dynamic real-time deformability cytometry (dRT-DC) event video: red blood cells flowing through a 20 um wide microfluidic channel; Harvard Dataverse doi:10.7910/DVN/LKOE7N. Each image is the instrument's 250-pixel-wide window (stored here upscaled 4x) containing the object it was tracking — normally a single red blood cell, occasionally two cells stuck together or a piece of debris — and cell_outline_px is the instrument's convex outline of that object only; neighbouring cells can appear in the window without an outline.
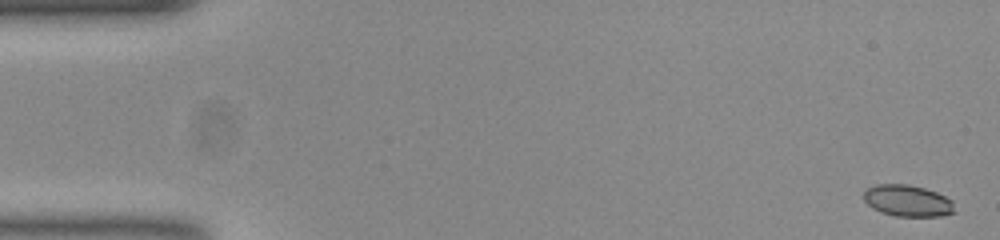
{"species": "common noctule bat (a hibernating species)", "species_latin": "Nyctalus noctula", "temperature_condition": "room temperature", "stored_images_in_passage": 21, "camera_frame_rate_fps": 3000, "um_per_image_px": 0.085, "animal": {"sex": "female", "body_mass_g": 23.0, "forearm_length_mm": 53.4}, "frame": {"image": 1, "passage_image": 1, "time_ms": 0.0, "image_size_px": [1000, 240], "cell_outline_px": [[956, 212], [940, 216], [896, 216], [880, 212], [872, 208], [864, 200], [864, 192], [868, 188], [876, 184], [908, 184], [924, 188], [936, 192], [952, 200]], "centroid_in_image_um": [77.15, 17.06], "position_along_channel_um": 7.9, "area_um2": 16.7}}
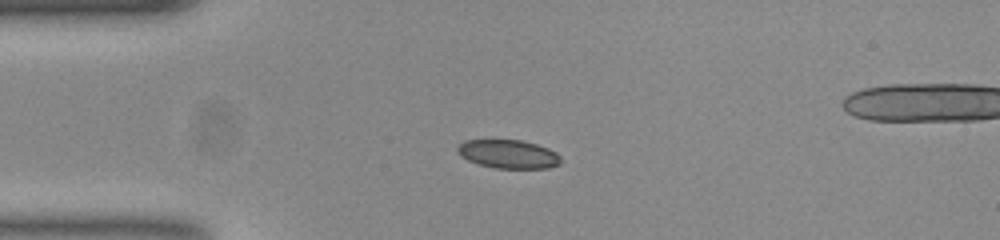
{"frame": {"image": 2, "passage_image": 13, "time_ms": 4.0, "image_size_px": [1000, 240], "cell_outline_px": [[560, 164], [548, 168], [496, 168], [480, 164], [468, 160], [460, 156], [456, 152], [456, 148], [464, 140], [520, 140], [536, 144], [548, 148], [556, 152], [560, 156]], "centroid_in_image_um": [43.2, 13.09], "position_along_channel_um": 41.8, "area_um2": 17.17}}
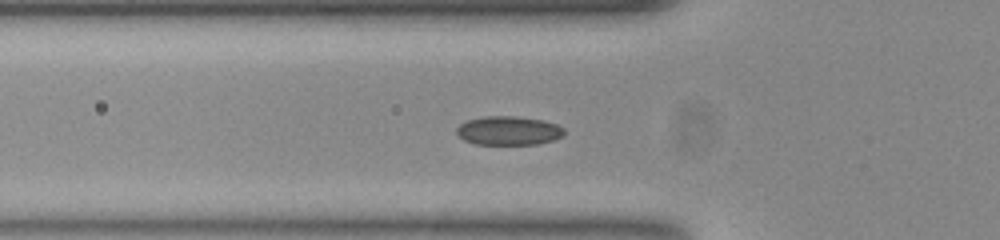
{"frame": {"image": 3, "passage_image": 18, "time_ms": 5.667, "image_size_px": [1000, 240], "cell_outline_px": [[564, 136], [552, 140], [536, 144], [476, 144], [464, 140], [456, 136], [456, 128], [460, 124], [468, 120], [484, 116], [516, 116], [544, 120], [556, 124], [564, 128]], "centroid_in_image_um": [43.21, 11.1], "position_along_channel_um": 82.6, "area_um2": 18.21}}